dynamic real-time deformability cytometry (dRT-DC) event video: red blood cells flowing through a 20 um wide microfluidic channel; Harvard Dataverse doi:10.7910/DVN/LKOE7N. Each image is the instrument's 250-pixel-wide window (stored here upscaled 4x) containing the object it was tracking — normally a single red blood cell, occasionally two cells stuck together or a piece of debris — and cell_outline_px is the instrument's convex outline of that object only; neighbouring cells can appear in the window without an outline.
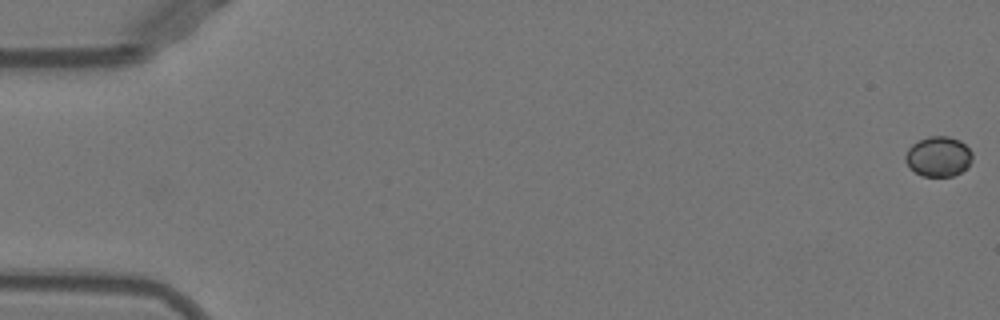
{"species": "Egyptian fruit bat (a non-hibernating species)", "species_latin": "Rousettus aegyptiacus", "temperature_condition": "warm", "stored_images_in_passage": 53, "camera_frame_rate_fps": 3000, "um_per_image_px": 0.085, "animal": {"sex": "female"}, "frame": {"image": 1, "passage_image": 1, "time_ms": 0.0, "image_size_px": [1000, 320], "cell_outline_px": [[972, 160], [968, 168], [952, 176], [924, 176], [908, 168], [904, 160], [904, 156], [908, 148], [912, 144], [928, 136], [948, 136], [960, 140], [972, 152]], "centroid_in_image_um": [79.75, 13.3], "position_along_channel_um": 5.2, "area_um2": 15.78}}
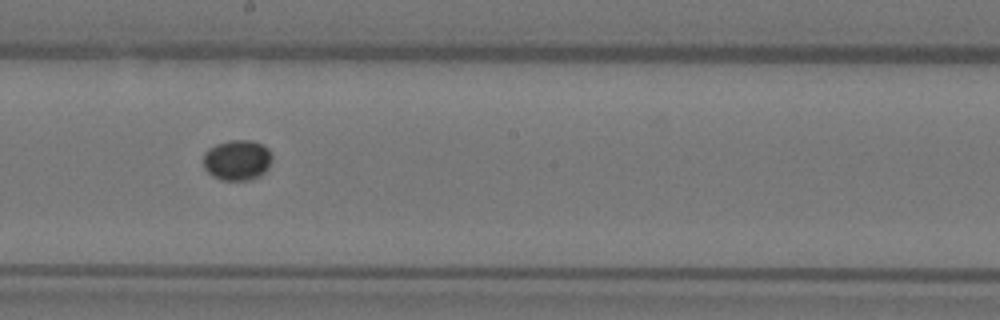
{"frame": {"image": 2, "passage_image": 30, "time_ms": 9.667, "image_size_px": [1000, 320], "cell_outline_px": [[272, 160], [268, 168], [264, 172], [248, 180], [220, 180], [212, 176], [204, 168], [204, 152], [208, 148], [216, 144], [228, 140], [252, 140], [264, 144], [272, 152]], "centroid_in_image_um": [20.17, 13.58], "position_along_channel_um": 228.0, "area_um2": 16.42}}
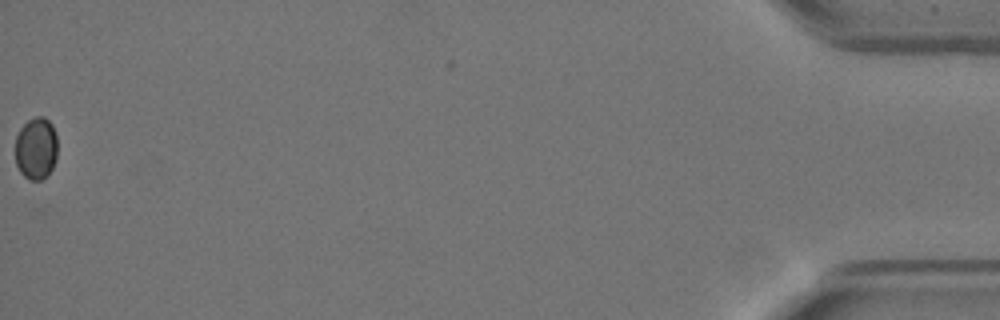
{"frame": {"image": 3, "passage_image": 53, "time_ms": 17.333, "image_size_px": [1000, 320], "cell_outline_px": [[56, 160], [52, 168], [40, 180], [28, 180], [20, 172], [16, 164], [16, 136], [20, 128], [28, 120], [36, 116], [44, 116], [52, 124], [56, 136]], "centroid_in_image_um": [3.06, 12.6], "position_along_channel_um": 432.1, "area_um2": 15.26}}